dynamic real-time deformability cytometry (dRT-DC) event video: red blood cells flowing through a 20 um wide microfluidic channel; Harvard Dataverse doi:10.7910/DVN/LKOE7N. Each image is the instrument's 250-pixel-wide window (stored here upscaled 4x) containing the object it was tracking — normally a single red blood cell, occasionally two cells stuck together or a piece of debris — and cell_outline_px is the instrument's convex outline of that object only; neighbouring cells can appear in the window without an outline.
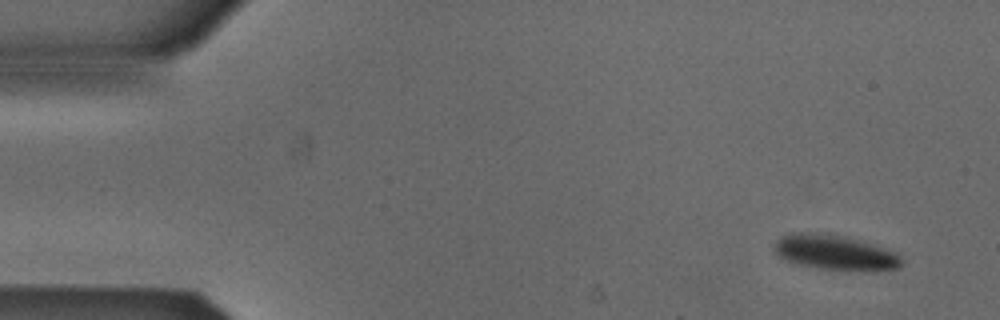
{"species": "Egyptian fruit bat (a non-hibernating species)", "species_latin": "Rousettus aegyptiacus", "temperature_condition": "cold", "stored_images_in_passage": 3, "camera_frame_rate_fps": 3000, "um_per_image_px": 0.085, "animal": {"sex": "male"}, "frame": {"image": 1, "passage_image": 1, "time_ms": 0.0, "image_size_px": [1000, 320], "cell_outline_px": [[904, 264], [900, 268], [816, 268], [792, 264], [776, 256], [772, 252], [772, 248], [776, 240], [780, 236], [792, 232], [816, 232], [840, 236], [856, 240], [900, 252], [904, 260]], "centroid_in_image_um": [70.86, 21.43], "position_along_channel_um": 14.1, "area_um2": 25.72}}